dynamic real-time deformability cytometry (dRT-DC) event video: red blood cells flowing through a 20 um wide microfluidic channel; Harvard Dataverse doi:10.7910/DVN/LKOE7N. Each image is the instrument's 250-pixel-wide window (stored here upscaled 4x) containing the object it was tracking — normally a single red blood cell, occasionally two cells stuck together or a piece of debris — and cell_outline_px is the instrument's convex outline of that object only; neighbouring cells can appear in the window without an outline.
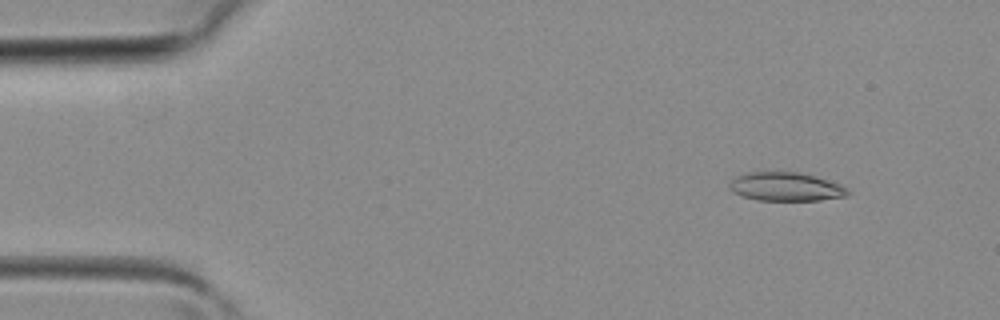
{"species": "common noctule bat (a hibernating species)", "species_latin": "Nyctalus noctula", "temperature_condition": "room temperature", "stored_images_in_passage": 14, "camera_frame_rate_fps": 3000, "um_per_image_px": 0.085, "animal": {"sex": "female", "body_mass_g": 19.3, "forearm_length_mm": 54.1}, "frame": {"image": 1, "passage_image": 4, "time_ms": 1.0, "image_size_px": [1000, 320], "cell_outline_px": [[852, 192], [848, 196], [820, 200], [756, 200], [732, 192], [728, 188], [728, 184], [736, 176], [748, 172], [800, 172], [828, 180], [840, 184], [848, 188]], "centroid_in_image_um": [66.81, 15.87], "position_along_channel_um": 18.2, "area_um2": 19.88}}